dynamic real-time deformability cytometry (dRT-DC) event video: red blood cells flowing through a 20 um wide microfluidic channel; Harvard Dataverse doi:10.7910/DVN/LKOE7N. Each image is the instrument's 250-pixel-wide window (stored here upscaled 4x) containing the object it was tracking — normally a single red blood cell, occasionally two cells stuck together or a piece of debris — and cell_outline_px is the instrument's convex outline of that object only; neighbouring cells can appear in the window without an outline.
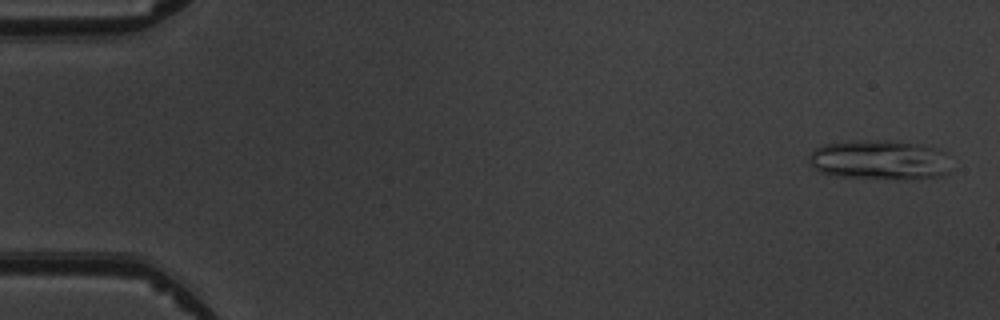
{"species": "common noctule bat (a hibernating species)", "species_latin": "Nyctalus noctula", "temperature_condition": "warm", "stored_images_in_passage": 5, "camera_frame_rate_fps": 3000, "um_per_image_px": 0.085, "animal": {"sex": "male", "body_mass_g": 19.5, "forearm_length_mm": 54.6}, "frame": {"image": 1, "passage_image": 1, "time_ms": 0.0, "image_size_px": [1000, 320], "cell_outline_px": [[948, 172], [940, 176], [840, 176], [820, 172], [808, 160], [808, 156], [816, 148], [824, 144], [852, 140], [884, 140], [920, 144], [936, 148]], "centroid_in_image_um": [74.59, 13.52], "position_along_channel_um": 10.4, "area_um2": 30.75}}
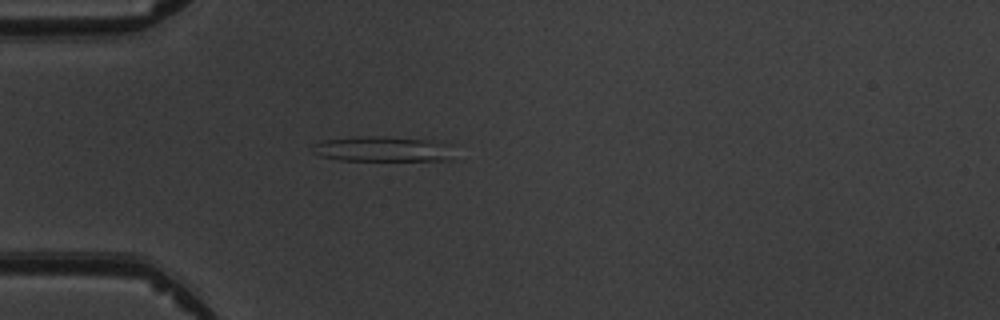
{"frame": {"image": 2, "passage_image": 5, "time_ms": 4.333, "image_size_px": [1000, 320], "cell_outline_px": [[452, 160], [340, 160], [320, 156], [312, 152], [312, 144], [324, 140], [360, 136], [380, 136], [444, 140], [452, 144]], "centroid_in_image_um": [32.61, 12.65], "position_along_channel_um": 52.4, "area_um2": 21.33}}